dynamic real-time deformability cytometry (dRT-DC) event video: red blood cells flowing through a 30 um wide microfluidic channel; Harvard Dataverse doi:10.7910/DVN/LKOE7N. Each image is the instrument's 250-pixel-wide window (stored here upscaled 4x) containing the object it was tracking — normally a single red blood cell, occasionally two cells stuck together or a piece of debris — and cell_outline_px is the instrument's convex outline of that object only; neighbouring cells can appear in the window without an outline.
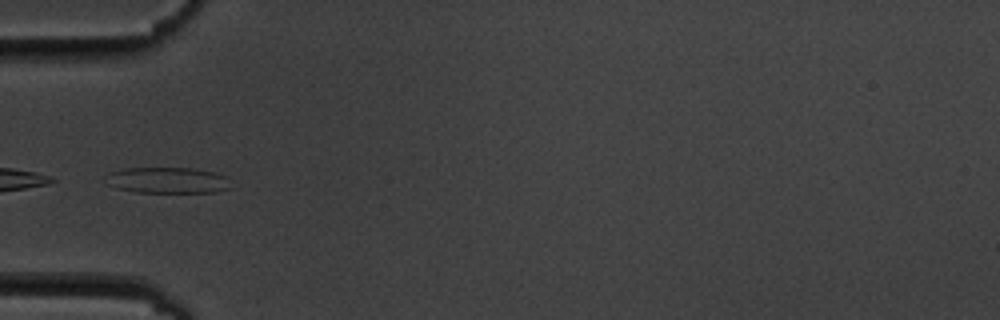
{"species": "common noctule bat (a hibernating species)", "species_latin": "Nyctalus noctula", "temperature_condition": "cold", "stored_images_in_passage": 11, "camera_frame_rate_fps": 3000, "um_per_image_px": 0.085, "animal": {"sex": "male", "body_mass_g": 19.5, "forearm_length_mm": 54.6}, "frame": {"image": 1, "passage_image": 5, "time_ms": 5.333, "image_size_px": [1000, 320], "cell_outline_px": [[232, 188], [216, 192], [136, 192], [116, 188], [104, 184], [100, 180], [108, 172], [128, 168], [192, 168], [216, 172], [228, 176]], "centroid_in_image_um": [14.2, 15.32], "position_along_channel_um": 70.8, "area_um2": 19.54}}
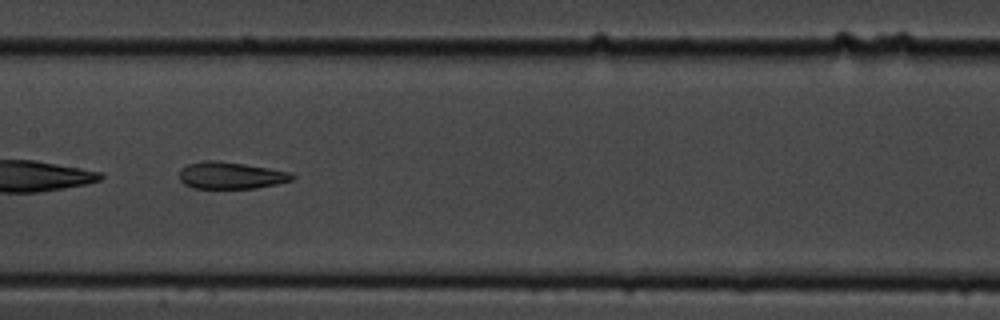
{"frame": {"image": 2, "passage_image": 8, "time_ms": 8.667, "image_size_px": [1000, 320], "cell_outline_px": [[296, 176], [292, 180], [276, 184], [256, 188], [192, 188], [184, 184], [180, 180], [180, 168], [188, 164], [200, 160], [216, 160], [244, 164], [268, 168], [288, 172]], "centroid_in_image_um": [19.57, 14.9], "position_along_channel_um": 187.8, "area_um2": 17.69}}
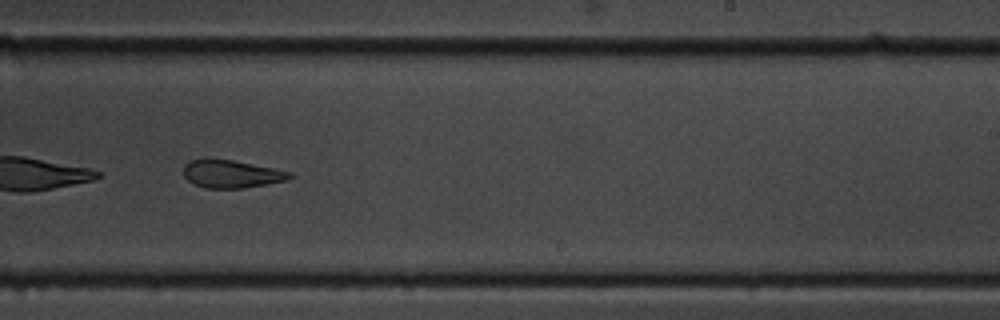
{"frame": {"image": 3, "passage_image": 10, "time_ms": 11.0, "image_size_px": [1000, 320], "cell_outline_px": [[292, 176], [288, 180], [268, 184], [244, 188], [204, 188], [188, 180], [184, 176], [184, 164], [188, 160], [204, 156], [232, 160], [292, 172]], "centroid_in_image_um": [19.62, 14.75], "position_along_channel_um": 269.4, "area_um2": 17.57}}